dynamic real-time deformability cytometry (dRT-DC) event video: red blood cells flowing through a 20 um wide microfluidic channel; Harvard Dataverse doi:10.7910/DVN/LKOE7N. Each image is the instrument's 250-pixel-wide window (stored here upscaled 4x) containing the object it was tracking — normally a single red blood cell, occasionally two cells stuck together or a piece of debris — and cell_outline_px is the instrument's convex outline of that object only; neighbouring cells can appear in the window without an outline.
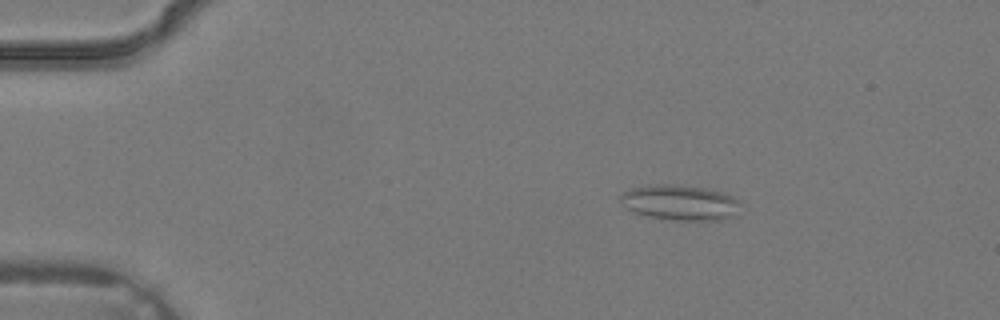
{"species": "common noctule bat (a hibernating species)", "species_latin": "Nyctalus noctula", "temperature_condition": "warm", "stored_images_in_passage": 2, "camera_frame_rate_fps": 3000, "um_per_image_px": 0.085, "animal": {"sex": "male", "body_mass_g": 19.2, "forearm_length_mm": 51.8}, "frame": {"image": 1, "passage_image": 1, "time_ms": 0.0, "image_size_px": [1000, 320], "cell_outline_px": [[740, 204], [736, 216], [720, 220], [672, 220], [648, 216], [632, 212], [624, 208], [620, 200], [620, 196], [624, 192], [632, 188], [660, 184], [668, 184], [704, 188], [724, 192], [740, 200]], "centroid_in_image_um": [57.82, 17.23], "position_along_channel_um": 27.2, "area_um2": 24.8}}